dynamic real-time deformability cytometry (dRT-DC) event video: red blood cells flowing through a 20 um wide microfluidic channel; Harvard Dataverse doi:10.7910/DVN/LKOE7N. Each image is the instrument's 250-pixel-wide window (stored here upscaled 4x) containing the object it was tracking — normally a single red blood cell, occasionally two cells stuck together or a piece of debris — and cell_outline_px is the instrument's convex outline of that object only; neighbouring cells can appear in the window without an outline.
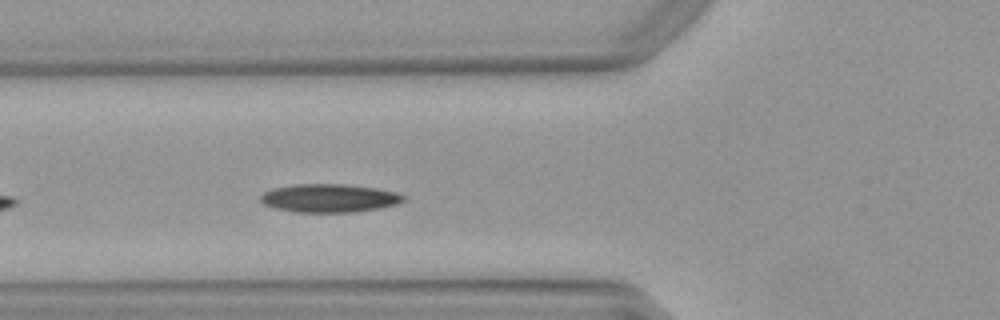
{"species": "Egyptian fruit bat (a non-hibernating species)", "species_latin": "Rousettus aegyptiacus", "temperature_condition": "warm", "stored_images_in_passage": 8, "camera_frame_rate_fps": 3000, "um_per_image_px": 0.085, "animal": {"sex": "female"}, "frame": {"image": 1, "passage_image": 5, "time_ms": 1.333, "image_size_px": [1000, 320], "cell_outline_px": [[404, 200], [396, 204], [380, 208], [352, 212], [296, 212], [276, 208], [264, 204], [260, 200], [260, 196], [264, 192], [272, 188], [296, 184], [344, 184], [376, 188], [396, 192], [404, 196]], "centroid_in_image_um": [27.97, 16.84], "position_along_channel_um": 97.8, "area_um2": 23.47}}